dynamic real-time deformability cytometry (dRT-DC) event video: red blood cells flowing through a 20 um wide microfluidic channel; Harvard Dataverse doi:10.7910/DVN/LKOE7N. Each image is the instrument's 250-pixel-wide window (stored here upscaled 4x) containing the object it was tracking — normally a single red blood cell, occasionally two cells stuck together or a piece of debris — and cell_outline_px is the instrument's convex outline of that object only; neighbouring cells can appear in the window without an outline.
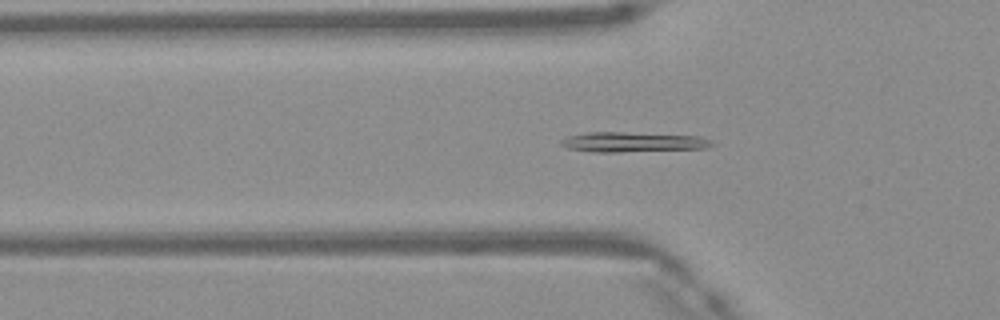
{"species": "Egyptian fruit bat (a non-hibernating species)", "species_latin": "Rousettus aegyptiacus", "temperature_condition": "warm", "stored_images_in_passage": 49, "camera_frame_rate_fps": 3000, "um_per_image_px": 0.085, "frame": {"image": 1, "passage_image": 16, "time_ms": 5.0, "image_size_px": [1000, 320], "cell_outline_px": [[716, 144], [708, 148], [616, 152], [592, 152], [568, 148], [560, 144], [560, 140], [568, 136], [588, 132], [624, 132], [700, 136], [712, 140]], "centroid_in_image_um": [53.82, 12.07], "position_along_channel_um": 72.0, "area_um2": 17.63}}
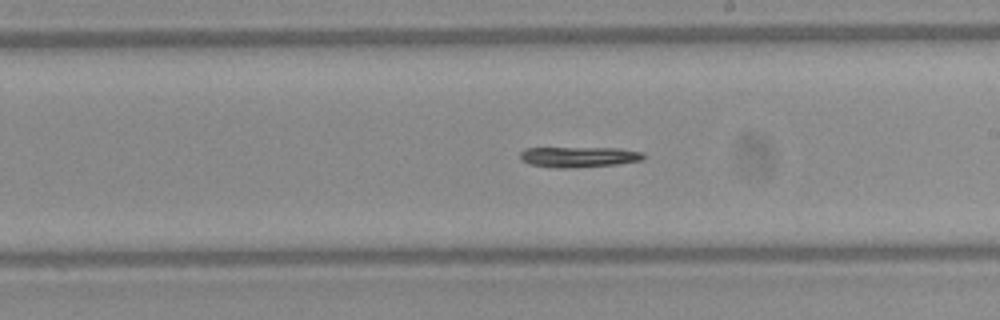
{"frame": {"image": 2, "passage_image": 28, "time_ms": 9.0, "image_size_px": [1000, 320], "cell_outline_px": [[644, 160], [616, 164], [564, 168], [560, 168], [532, 164], [520, 160], [520, 152], [524, 148], [616, 148], [644, 152]], "centroid_in_image_um": [49.21, 13.33], "position_along_channel_um": 239.8, "area_um2": 14.57}}
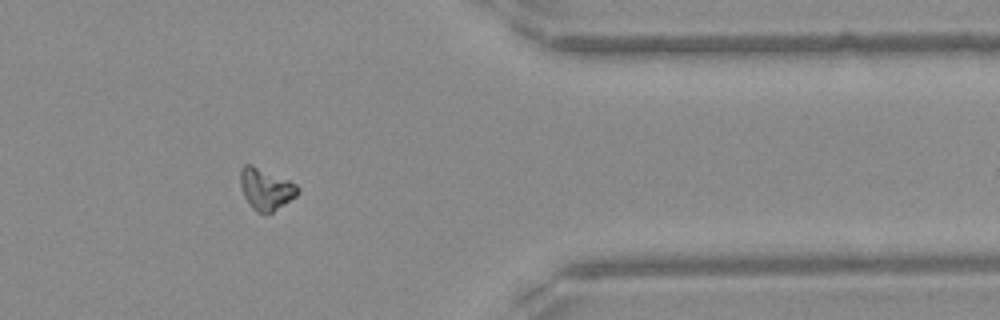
{"frame": {"image": 3, "passage_image": 40, "time_ms": 13.0, "image_size_px": [1000, 320], "cell_outline_px": [[300, 192], [296, 196], [272, 212], [264, 216], [256, 212], [248, 204], [244, 196], [240, 184], [240, 172], [244, 164], [252, 164], [288, 180], [296, 184], [300, 188]], "centroid_in_image_um": [22.59, 16.09], "position_along_channel_um": 388.8, "area_um2": 14.05}, "authors_computed_cell_mechanics": {"area_um2": 15.0858, "velocity_mm_per_s": 4.1756, "shape_relaxation_time_tau1_ms": 2.8686, "shape_relaxation_time_tau2_ms": null, "deformation_change_tau1": 0.1374, "deformation_change_tau2": null}}